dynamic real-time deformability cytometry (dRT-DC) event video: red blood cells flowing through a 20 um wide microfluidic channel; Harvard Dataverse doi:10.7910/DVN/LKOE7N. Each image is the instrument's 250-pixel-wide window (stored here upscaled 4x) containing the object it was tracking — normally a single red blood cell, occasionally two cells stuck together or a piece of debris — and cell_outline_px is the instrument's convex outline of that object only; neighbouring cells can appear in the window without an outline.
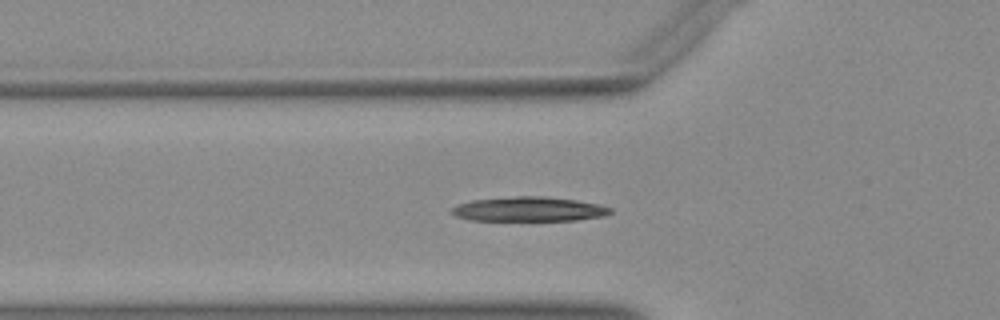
{"species": "Egyptian fruit bat (a non-hibernating species)", "species_latin": "Rousettus aegyptiacus", "temperature_condition": "warm", "stored_images_in_passage": 38, "camera_frame_rate_fps": 3000, "um_per_image_px": 0.085, "animal": {"sex": "female"}, "frame": {"image": 1, "passage_image": 9, "time_ms": 2.667, "image_size_px": [1000, 320], "cell_outline_px": [[612, 212], [604, 216], [576, 220], [468, 220], [456, 216], [452, 212], [452, 208], [456, 204], [472, 200], [516, 196], [540, 196], [576, 200], [596, 204], [612, 208]], "centroid_in_image_um": [44.94, 17.78], "position_along_channel_um": 80.9, "area_um2": 22.48}}
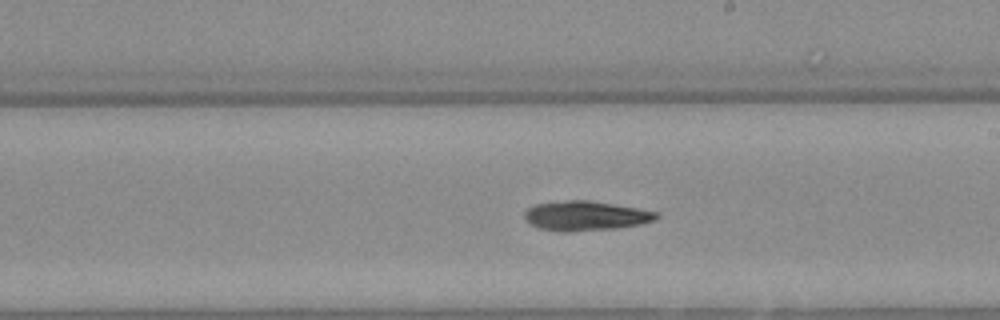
{"frame": {"image": 2, "passage_image": 21, "time_ms": 6.667, "image_size_px": [1000, 320], "cell_outline_px": [[660, 216], [656, 220], [640, 224], [616, 228], [568, 232], [560, 232], [540, 228], [532, 224], [524, 216], [524, 212], [528, 208], [536, 204], [568, 200], [584, 200], [636, 208], [656, 212]], "centroid_in_image_um": [49.77, 18.35], "position_along_channel_um": 239.2, "area_um2": 22.37}}
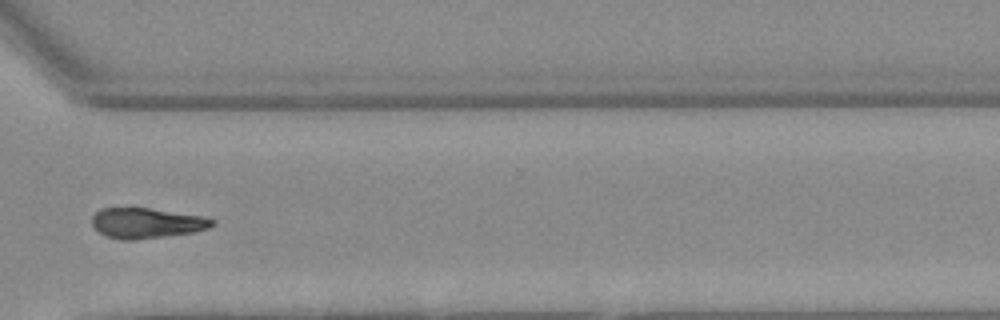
{"frame": {"image": 3, "passage_image": 30, "time_ms": 9.667, "image_size_px": [1000, 320], "cell_outline_px": [[216, 224], [208, 228], [192, 232], [136, 240], [124, 240], [108, 236], [100, 232], [92, 224], [92, 216], [100, 208], [148, 208], [200, 216], [216, 220]], "centroid_in_image_um": [12.45, 18.96], "position_along_channel_um": 358.1, "area_um2": 20.92}}